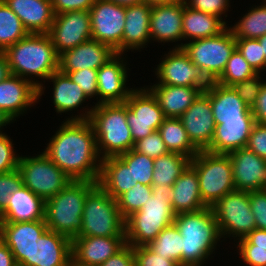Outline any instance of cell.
Returning a JSON list of instances; mask_svg holds the SVG:
<instances>
[{"instance_id": "46", "label": "cell", "mask_w": 266, "mask_h": 266, "mask_svg": "<svg viewBox=\"0 0 266 266\" xmlns=\"http://www.w3.org/2000/svg\"><path fill=\"white\" fill-rule=\"evenodd\" d=\"M62 73L67 74L73 82L77 83L89 99L94 96H97L98 99L97 70L83 68L82 70Z\"/></svg>"}, {"instance_id": "19", "label": "cell", "mask_w": 266, "mask_h": 266, "mask_svg": "<svg viewBox=\"0 0 266 266\" xmlns=\"http://www.w3.org/2000/svg\"><path fill=\"white\" fill-rule=\"evenodd\" d=\"M121 56L116 53L97 70L99 101L96 104L124 103L134 90L126 87L127 64Z\"/></svg>"}, {"instance_id": "4", "label": "cell", "mask_w": 266, "mask_h": 266, "mask_svg": "<svg viewBox=\"0 0 266 266\" xmlns=\"http://www.w3.org/2000/svg\"><path fill=\"white\" fill-rule=\"evenodd\" d=\"M174 224L182 236V266H202L222 238L212 208L177 214Z\"/></svg>"}, {"instance_id": "22", "label": "cell", "mask_w": 266, "mask_h": 266, "mask_svg": "<svg viewBox=\"0 0 266 266\" xmlns=\"http://www.w3.org/2000/svg\"><path fill=\"white\" fill-rule=\"evenodd\" d=\"M126 245V237L84 236L72 239V260L87 266H100Z\"/></svg>"}, {"instance_id": "45", "label": "cell", "mask_w": 266, "mask_h": 266, "mask_svg": "<svg viewBox=\"0 0 266 266\" xmlns=\"http://www.w3.org/2000/svg\"><path fill=\"white\" fill-rule=\"evenodd\" d=\"M133 149L136 152L144 154L153 159L161 157L169 152L158 131H154L145 138L136 141Z\"/></svg>"}, {"instance_id": "25", "label": "cell", "mask_w": 266, "mask_h": 266, "mask_svg": "<svg viewBox=\"0 0 266 266\" xmlns=\"http://www.w3.org/2000/svg\"><path fill=\"white\" fill-rule=\"evenodd\" d=\"M255 123L254 117L221 120V124L215 127L211 145L206 151L214 154H228L246 147Z\"/></svg>"}, {"instance_id": "59", "label": "cell", "mask_w": 266, "mask_h": 266, "mask_svg": "<svg viewBox=\"0 0 266 266\" xmlns=\"http://www.w3.org/2000/svg\"><path fill=\"white\" fill-rule=\"evenodd\" d=\"M11 75L8 59L4 52H0V82L7 79Z\"/></svg>"}, {"instance_id": "8", "label": "cell", "mask_w": 266, "mask_h": 266, "mask_svg": "<svg viewBox=\"0 0 266 266\" xmlns=\"http://www.w3.org/2000/svg\"><path fill=\"white\" fill-rule=\"evenodd\" d=\"M190 164L196 170L202 201L207 207H212L226 194L236 190L228 154L199 151Z\"/></svg>"}, {"instance_id": "38", "label": "cell", "mask_w": 266, "mask_h": 266, "mask_svg": "<svg viewBox=\"0 0 266 266\" xmlns=\"http://www.w3.org/2000/svg\"><path fill=\"white\" fill-rule=\"evenodd\" d=\"M29 34L20 18L0 0V52Z\"/></svg>"}, {"instance_id": "12", "label": "cell", "mask_w": 266, "mask_h": 266, "mask_svg": "<svg viewBox=\"0 0 266 266\" xmlns=\"http://www.w3.org/2000/svg\"><path fill=\"white\" fill-rule=\"evenodd\" d=\"M124 103L127 105V123L134 143L158 131L166 118L156 97L145 86L134 89Z\"/></svg>"}, {"instance_id": "2", "label": "cell", "mask_w": 266, "mask_h": 266, "mask_svg": "<svg viewBox=\"0 0 266 266\" xmlns=\"http://www.w3.org/2000/svg\"><path fill=\"white\" fill-rule=\"evenodd\" d=\"M4 54L12 75L32 81L38 87V98L44 94L45 87L31 76L47 80L59 71V55L48 34L29 33L8 47Z\"/></svg>"}, {"instance_id": "14", "label": "cell", "mask_w": 266, "mask_h": 266, "mask_svg": "<svg viewBox=\"0 0 266 266\" xmlns=\"http://www.w3.org/2000/svg\"><path fill=\"white\" fill-rule=\"evenodd\" d=\"M165 55L155 71L159 80L156 84L200 87L204 91L211 84L203 71L191 62L183 48H173Z\"/></svg>"}, {"instance_id": "33", "label": "cell", "mask_w": 266, "mask_h": 266, "mask_svg": "<svg viewBox=\"0 0 266 266\" xmlns=\"http://www.w3.org/2000/svg\"><path fill=\"white\" fill-rule=\"evenodd\" d=\"M227 23L218 16L194 10L184 3L182 18L184 41L217 36L227 28Z\"/></svg>"}, {"instance_id": "48", "label": "cell", "mask_w": 266, "mask_h": 266, "mask_svg": "<svg viewBox=\"0 0 266 266\" xmlns=\"http://www.w3.org/2000/svg\"><path fill=\"white\" fill-rule=\"evenodd\" d=\"M11 138L3 133L0 134V174L11 172L18 168L19 155H15Z\"/></svg>"}, {"instance_id": "32", "label": "cell", "mask_w": 266, "mask_h": 266, "mask_svg": "<svg viewBox=\"0 0 266 266\" xmlns=\"http://www.w3.org/2000/svg\"><path fill=\"white\" fill-rule=\"evenodd\" d=\"M97 184L116 200L137 185L131 169L119 156L102 159Z\"/></svg>"}, {"instance_id": "58", "label": "cell", "mask_w": 266, "mask_h": 266, "mask_svg": "<svg viewBox=\"0 0 266 266\" xmlns=\"http://www.w3.org/2000/svg\"><path fill=\"white\" fill-rule=\"evenodd\" d=\"M16 264L9 247L0 239V266H15Z\"/></svg>"}, {"instance_id": "11", "label": "cell", "mask_w": 266, "mask_h": 266, "mask_svg": "<svg viewBox=\"0 0 266 266\" xmlns=\"http://www.w3.org/2000/svg\"><path fill=\"white\" fill-rule=\"evenodd\" d=\"M221 237H237L239 240L256 229L251 211L249 192L234 190L218 200L212 207Z\"/></svg>"}, {"instance_id": "41", "label": "cell", "mask_w": 266, "mask_h": 266, "mask_svg": "<svg viewBox=\"0 0 266 266\" xmlns=\"http://www.w3.org/2000/svg\"><path fill=\"white\" fill-rule=\"evenodd\" d=\"M132 171L134 183L152 186L154 159L134 149L119 155Z\"/></svg>"}, {"instance_id": "55", "label": "cell", "mask_w": 266, "mask_h": 266, "mask_svg": "<svg viewBox=\"0 0 266 266\" xmlns=\"http://www.w3.org/2000/svg\"><path fill=\"white\" fill-rule=\"evenodd\" d=\"M100 266H135L134 247L126 244L121 250L109 257Z\"/></svg>"}, {"instance_id": "26", "label": "cell", "mask_w": 266, "mask_h": 266, "mask_svg": "<svg viewBox=\"0 0 266 266\" xmlns=\"http://www.w3.org/2000/svg\"><path fill=\"white\" fill-rule=\"evenodd\" d=\"M152 7L141 2L125 6V24L122 35V55L128 50L144 48L151 40L150 17Z\"/></svg>"}, {"instance_id": "44", "label": "cell", "mask_w": 266, "mask_h": 266, "mask_svg": "<svg viewBox=\"0 0 266 266\" xmlns=\"http://www.w3.org/2000/svg\"><path fill=\"white\" fill-rule=\"evenodd\" d=\"M264 81L260 73H257L248 79L235 83L232 87L244 103L251 109L257 101Z\"/></svg>"}, {"instance_id": "47", "label": "cell", "mask_w": 266, "mask_h": 266, "mask_svg": "<svg viewBox=\"0 0 266 266\" xmlns=\"http://www.w3.org/2000/svg\"><path fill=\"white\" fill-rule=\"evenodd\" d=\"M135 266H181L174 260L154 253L147 246L134 247Z\"/></svg>"}, {"instance_id": "21", "label": "cell", "mask_w": 266, "mask_h": 266, "mask_svg": "<svg viewBox=\"0 0 266 266\" xmlns=\"http://www.w3.org/2000/svg\"><path fill=\"white\" fill-rule=\"evenodd\" d=\"M37 100L38 87L32 81L11 74L0 82V109L15 121Z\"/></svg>"}, {"instance_id": "36", "label": "cell", "mask_w": 266, "mask_h": 266, "mask_svg": "<svg viewBox=\"0 0 266 266\" xmlns=\"http://www.w3.org/2000/svg\"><path fill=\"white\" fill-rule=\"evenodd\" d=\"M190 162L191 158L175 152L157 157L154 159L152 187L172 186Z\"/></svg>"}, {"instance_id": "6", "label": "cell", "mask_w": 266, "mask_h": 266, "mask_svg": "<svg viewBox=\"0 0 266 266\" xmlns=\"http://www.w3.org/2000/svg\"><path fill=\"white\" fill-rule=\"evenodd\" d=\"M96 185L95 181L71 180L62 191L45 201L47 228L71 240L77 237L82 228L86 196Z\"/></svg>"}, {"instance_id": "52", "label": "cell", "mask_w": 266, "mask_h": 266, "mask_svg": "<svg viewBox=\"0 0 266 266\" xmlns=\"http://www.w3.org/2000/svg\"><path fill=\"white\" fill-rule=\"evenodd\" d=\"M246 147L266 160V125L254 124Z\"/></svg>"}, {"instance_id": "20", "label": "cell", "mask_w": 266, "mask_h": 266, "mask_svg": "<svg viewBox=\"0 0 266 266\" xmlns=\"http://www.w3.org/2000/svg\"><path fill=\"white\" fill-rule=\"evenodd\" d=\"M72 240L47 229L31 249V260L23 266H69L72 259Z\"/></svg>"}, {"instance_id": "16", "label": "cell", "mask_w": 266, "mask_h": 266, "mask_svg": "<svg viewBox=\"0 0 266 266\" xmlns=\"http://www.w3.org/2000/svg\"><path fill=\"white\" fill-rule=\"evenodd\" d=\"M179 119L194 146L199 151H206L216 127L209 93L203 91Z\"/></svg>"}, {"instance_id": "10", "label": "cell", "mask_w": 266, "mask_h": 266, "mask_svg": "<svg viewBox=\"0 0 266 266\" xmlns=\"http://www.w3.org/2000/svg\"><path fill=\"white\" fill-rule=\"evenodd\" d=\"M17 169L22 185L44 202L57 195L72 180L44 152L34 157L20 156Z\"/></svg>"}, {"instance_id": "56", "label": "cell", "mask_w": 266, "mask_h": 266, "mask_svg": "<svg viewBox=\"0 0 266 266\" xmlns=\"http://www.w3.org/2000/svg\"><path fill=\"white\" fill-rule=\"evenodd\" d=\"M252 114L257 123L266 125V81L263 83L257 101L251 108Z\"/></svg>"}, {"instance_id": "18", "label": "cell", "mask_w": 266, "mask_h": 266, "mask_svg": "<svg viewBox=\"0 0 266 266\" xmlns=\"http://www.w3.org/2000/svg\"><path fill=\"white\" fill-rule=\"evenodd\" d=\"M236 190L256 191L266 187V160L247 147L228 153Z\"/></svg>"}, {"instance_id": "30", "label": "cell", "mask_w": 266, "mask_h": 266, "mask_svg": "<svg viewBox=\"0 0 266 266\" xmlns=\"http://www.w3.org/2000/svg\"><path fill=\"white\" fill-rule=\"evenodd\" d=\"M45 202L24 185L9 197L0 222L36 221L44 219Z\"/></svg>"}, {"instance_id": "39", "label": "cell", "mask_w": 266, "mask_h": 266, "mask_svg": "<svg viewBox=\"0 0 266 266\" xmlns=\"http://www.w3.org/2000/svg\"><path fill=\"white\" fill-rule=\"evenodd\" d=\"M147 247L182 266V236L174 223L164 228Z\"/></svg>"}, {"instance_id": "64", "label": "cell", "mask_w": 266, "mask_h": 266, "mask_svg": "<svg viewBox=\"0 0 266 266\" xmlns=\"http://www.w3.org/2000/svg\"><path fill=\"white\" fill-rule=\"evenodd\" d=\"M69 266H87V265L78 264V263L74 262V261L71 259V261H70V263H69Z\"/></svg>"}, {"instance_id": "61", "label": "cell", "mask_w": 266, "mask_h": 266, "mask_svg": "<svg viewBox=\"0 0 266 266\" xmlns=\"http://www.w3.org/2000/svg\"><path fill=\"white\" fill-rule=\"evenodd\" d=\"M107 1L113 2L118 5H122V6L135 5V4L143 2V0H107Z\"/></svg>"}, {"instance_id": "5", "label": "cell", "mask_w": 266, "mask_h": 266, "mask_svg": "<svg viewBox=\"0 0 266 266\" xmlns=\"http://www.w3.org/2000/svg\"><path fill=\"white\" fill-rule=\"evenodd\" d=\"M171 186L152 187V195L144 206L125 219L126 244L147 246L166 227L174 223Z\"/></svg>"}, {"instance_id": "23", "label": "cell", "mask_w": 266, "mask_h": 266, "mask_svg": "<svg viewBox=\"0 0 266 266\" xmlns=\"http://www.w3.org/2000/svg\"><path fill=\"white\" fill-rule=\"evenodd\" d=\"M115 54L109 45L89 39L59 55V71L72 72L83 68L98 70Z\"/></svg>"}, {"instance_id": "13", "label": "cell", "mask_w": 266, "mask_h": 266, "mask_svg": "<svg viewBox=\"0 0 266 266\" xmlns=\"http://www.w3.org/2000/svg\"><path fill=\"white\" fill-rule=\"evenodd\" d=\"M89 14L92 39L107 44L115 53L122 54L125 6L107 0H96Z\"/></svg>"}, {"instance_id": "24", "label": "cell", "mask_w": 266, "mask_h": 266, "mask_svg": "<svg viewBox=\"0 0 266 266\" xmlns=\"http://www.w3.org/2000/svg\"><path fill=\"white\" fill-rule=\"evenodd\" d=\"M184 0L152 6L150 37L157 42H175L183 39L182 18Z\"/></svg>"}, {"instance_id": "31", "label": "cell", "mask_w": 266, "mask_h": 266, "mask_svg": "<svg viewBox=\"0 0 266 266\" xmlns=\"http://www.w3.org/2000/svg\"><path fill=\"white\" fill-rule=\"evenodd\" d=\"M156 97L165 117L179 118L204 91L200 87L154 84L147 87Z\"/></svg>"}, {"instance_id": "42", "label": "cell", "mask_w": 266, "mask_h": 266, "mask_svg": "<svg viewBox=\"0 0 266 266\" xmlns=\"http://www.w3.org/2000/svg\"><path fill=\"white\" fill-rule=\"evenodd\" d=\"M152 195V186L137 183L117 199L121 216L126 219L135 211L140 210Z\"/></svg>"}, {"instance_id": "34", "label": "cell", "mask_w": 266, "mask_h": 266, "mask_svg": "<svg viewBox=\"0 0 266 266\" xmlns=\"http://www.w3.org/2000/svg\"><path fill=\"white\" fill-rule=\"evenodd\" d=\"M47 80L53 82V103L58 114L76 110L89 98L67 74L54 72Z\"/></svg>"}, {"instance_id": "40", "label": "cell", "mask_w": 266, "mask_h": 266, "mask_svg": "<svg viewBox=\"0 0 266 266\" xmlns=\"http://www.w3.org/2000/svg\"><path fill=\"white\" fill-rule=\"evenodd\" d=\"M256 74V71L236 48L228 59L221 76L215 82L224 86H233L235 83L248 79Z\"/></svg>"}, {"instance_id": "60", "label": "cell", "mask_w": 266, "mask_h": 266, "mask_svg": "<svg viewBox=\"0 0 266 266\" xmlns=\"http://www.w3.org/2000/svg\"><path fill=\"white\" fill-rule=\"evenodd\" d=\"M13 121L14 120L9 115H7L3 110L0 109V134H3L1 131L2 128Z\"/></svg>"}, {"instance_id": "29", "label": "cell", "mask_w": 266, "mask_h": 266, "mask_svg": "<svg viewBox=\"0 0 266 266\" xmlns=\"http://www.w3.org/2000/svg\"><path fill=\"white\" fill-rule=\"evenodd\" d=\"M171 206L175 215L195 212L207 207L202 201L198 176L191 164L171 186Z\"/></svg>"}, {"instance_id": "49", "label": "cell", "mask_w": 266, "mask_h": 266, "mask_svg": "<svg viewBox=\"0 0 266 266\" xmlns=\"http://www.w3.org/2000/svg\"><path fill=\"white\" fill-rule=\"evenodd\" d=\"M22 186V178L18 169L0 174V214L6 209L10 195Z\"/></svg>"}, {"instance_id": "3", "label": "cell", "mask_w": 266, "mask_h": 266, "mask_svg": "<svg viewBox=\"0 0 266 266\" xmlns=\"http://www.w3.org/2000/svg\"><path fill=\"white\" fill-rule=\"evenodd\" d=\"M83 111L85 113L67 119L91 122L101 159L119 156L134 148L135 143L127 123V105L125 103L95 104L91 109Z\"/></svg>"}, {"instance_id": "62", "label": "cell", "mask_w": 266, "mask_h": 266, "mask_svg": "<svg viewBox=\"0 0 266 266\" xmlns=\"http://www.w3.org/2000/svg\"><path fill=\"white\" fill-rule=\"evenodd\" d=\"M175 1H181V0H143L144 3L148 4L149 6H156L166 3H171Z\"/></svg>"}, {"instance_id": "27", "label": "cell", "mask_w": 266, "mask_h": 266, "mask_svg": "<svg viewBox=\"0 0 266 266\" xmlns=\"http://www.w3.org/2000/svg\"><path fill=\"white\" fill-rule=\"evenodd\" d=\"M29 33L48 34L54 20L51 0H3Z\"/></svg>"}, {"instance_id": "1", "label": "cell", "mask_w": 266, "mask_h": 266, "mask_svg": "<svg viewBox=\"0 0 266 266\" xmlns=\"http://www.w3.org/2000/svg\"><path fill=\"white\" fill-rule=\"evenodd\" d=\"M72 180L98 181L102 159L89 120H67L43 151Z\"/></svg>"}, {"instance_id": "17", "label": "cell", "mask_w": 266, "mask_h": 266, "mask_svg": "<svg viewBox=\"0 0 266 266\" xmlns=\"http://www.w3.org/2000/svg\"><path fill=\"white\" fill-rule=\"evenodd\" d=\"M45 219L0 222V239L9 247L17 264L31 260V249L47 230Z\"/></svg>"}, {"instance_id": "43", "label": "cell", "mask_w": 266, "mask_h": 266, "mask_svg": "<svg viewBox=\"0 0 266 266\" xmlns=\"http://www.w3.org/2000/svg\"><path fill=\"white\" fill-rule=\"evenodd\" d=\"M235 39L236 48L240 51L242 56L256 71V73H261L262 71L266 70V58L259 40L250 38Z\"/></svg>"}, {"instance_id": "7", "label": "cell", "mask_w": 266, "mask_h": 266, "mask_svg": "<svg viewBox=\"0 0 266 266\" xmlns=\"http://www.w3.org/2000/svg\"><path fill=\"white\" fill-rule=\"evenodd\" d=\"M82 221L77 237H125V219L120 214L117 200L98 184L86 196Z\"/></svg>"}, {"instance_id": "53", "label": "cell", "mask_w": 266, "mask_h": 266, "mask_svg": "<svg viewBox=\"0 0 266 266\" xmlns=\"http://www.w3.org/2000/svg\"><path fill=\"white\" fill-rule=\"evenodd\" d=\"M243 262L248 266H266V249L255 248V245H237Z\"/></svg>"}, {"instance_id": "50", "label": "cell", "mask_w": 266, "mask_h": 266, "mask_svg": "<svg viewBox=\"0 0 266 266\" xmlns=\"http://www.w3.org/2000/svg\"><path fill=\"white\" fill-rule=\"evenodd\" d=\"M249 200L256 229L266 230V190L249 191Z\"/></svg>"}, {"instance_id": "54", "label": "cell", "mask_w": 266, "mask_h": 266, "mask_svg": "<svg viewBox=\"0 0 266 266\" xmlns=\"http://www.w3.org/2000/svg\"><path fill=\"white\" fill-rule=\"evenodd\" d=\"M96 0H51L54 15L82 10L89 11Z\"/></svg>"}, {"instance_id": "63", "label": "cell", "mask_w": 266, "mask_h": 266, "mask_svg": "<svg viewBox=\"0 0 266 266\" xmlns=\"http://www.w3.org/2000/svg\"><path fill=\"white\" fill-rule=\"evenodd\" d=\"M258 40L260 44L262 45V50L266 58V34L261 36Z\"/></svg>"}, {"instance_id": "51", "label": "cell", "mask_w": 266, "mask_h": 266, "mask_svg": "<svg viewBox=\"0 0 266 266\" xmlns=\"http://www.w3.org/2000/svg\"><path fill=\"white\" fill-rule=\"evenodd\" d=\"M229 0H184L186 6L205 13L213 14L222 18V15L228 11Z\"/></svg>"}, {"instance_id": "37", "label": "cell", "mask_w": 266, "mask_h": 266, "mask_svg": "<svg viewBox=\"0 0 266 266\" xmlns=\"http://www.w3.org/2000/svg\"><path fill=\"white\" fill-rule=\"evenodd\" d=\"M262 3L251 8L236 25L228 26L234 38L259 39L266 34V2Z\"/></svg>"}, {"instance_id": "9", "label": "cell", "mask_w": 266, "mask_h": 266, "mask_svg": "<svg viewBox=\"0 0 266 266\" xmlns=\"http://www.w3.org/2000/svg\"><path fill=\"white\" fill-rule=\"evenodd\" d=\"M175 48H183L191 62L213 82L221 76L228 59L236 49V39L227 27L217 36L188 41L176 45Z\"/></svg>"}, {"instance_id": "28", "label": "cell", "mask_w": 266, "mask_h": 266, "mask_svg": "<svg viewBox=\"0 0 266 266\" xmlns=\"http://www.w3.org/2000/svg\"><path fill=\"white\" fill-rule=\"evenodd\" d=\"M206 91L210 95L211 109L216 125L221 124V120L254 117L252 110L238 96L232 86H224L213 81Z\"/></svg>"}, {"instance_id": "57", "label": "cell", "mask_w": 266, "mask_h": 266, "mask_svg": "<svg viewBox=\"0 0 266 266\" xmlns=\"http://www.w3.org/2000/svg\"><path fill=\"white\" fill-rule=\"evenodd\" d=\"M237 245H255V248L266 249V230L254 229L244 238L239 239Z\"/></svg>"}, {"instance_id": "35", "label": "cell", "mask_w": 266, "mask_h": 266, "mask_svg": "<svg viewBox=\"0 0 266 266\" xmlns=\"http://www.w3.org/2000/svg\"><path fill=\"white\" fill-rule=\"evenodd\" d=\"M158 132L169 152L193 158L199 150L194 146L179 118L166 117Z\"/></svg>"}, {"instance_id": "15", "label": "cell", "mask_w": 266, "mask_h": 266, "mask_svg": "<svg viewBox=\"0 0 266 266\" xmlns=\"http://www.w3.org/2000/svg\"><path fill=\"white\" fill-rule=\"evenodd\" d=\"M48 35L58 55L92 39L89 11L75 10L54 15Z\"/></svg>"}]
</instances>
